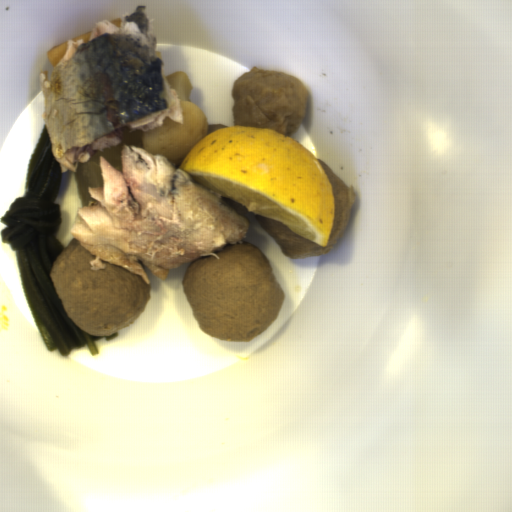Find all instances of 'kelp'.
Returning <instances> with one entry per match:
<instances>
[{
  "label": "kelp",
  "mask_w": 512,
  "mask_h": 512,
  "mask_svg": "<svg viewBox=\"0 0 512 512\" xmlns=\"http://www.w3.org/2000/svg\"><path fill=\"white\" fill-rule=\"evenodd\" d=\"M62 170L56 159L47 126L27 166L21 198H14L0 218L2 242L15 253L20 280L30 312L47 351L68 358L73 349L87 346L98 354L96 341H113L111 335L83 331L69 316L51 278L63 247L57 239L62 225L59 205L52 202L59 191Z\"/></svg>",
  "instance_id": "obj_1"
}]
</instances>
